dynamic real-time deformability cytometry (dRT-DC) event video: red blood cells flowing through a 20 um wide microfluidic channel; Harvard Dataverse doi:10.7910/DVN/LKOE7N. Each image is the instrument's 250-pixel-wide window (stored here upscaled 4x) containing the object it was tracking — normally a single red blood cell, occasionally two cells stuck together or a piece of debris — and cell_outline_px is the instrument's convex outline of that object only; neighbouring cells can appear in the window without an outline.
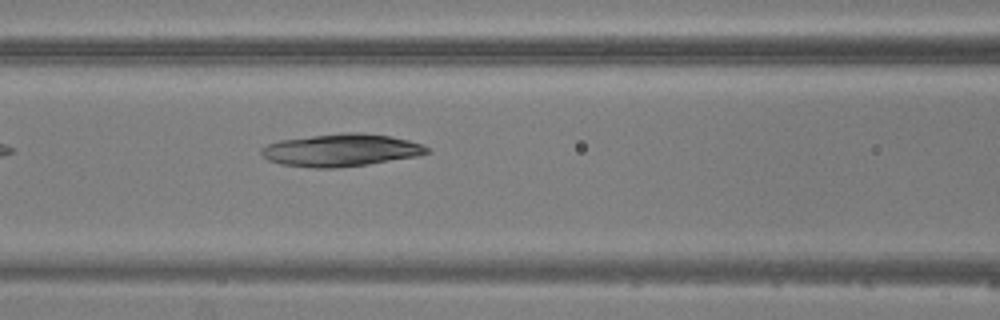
{"species": "common noctule bat (a hibernating species)", "species_latin": "Nyctalus noctula", "temperature_condition": "warm", "stored_images_in_passage": 6, "camera_frame_rate_fps": 3000, "um_per_image_px": 0.085, "animal": {"sex": "male", "body_mass_g": 20.5, "forearm_length_mm": 52.5}, "frame": {"image": 1, "passage_image": 6, "time_ms": 6.0, "image_size_px": [1000, 320], "cell_outline_px": [[432, 152], [416, 156], [368, 164], [332, 168], [312, 168], [280, 164], [268, 160], [260, 152], [260, 148], [268, 144], [280, 140], [340, 132], [360, 132], [388, 136], [408, 140], [424, 144]], "centroid_in_image_um": [28.98, 12.76], "position_along_channel_um": 137.6, "area_um2": 31.39}}